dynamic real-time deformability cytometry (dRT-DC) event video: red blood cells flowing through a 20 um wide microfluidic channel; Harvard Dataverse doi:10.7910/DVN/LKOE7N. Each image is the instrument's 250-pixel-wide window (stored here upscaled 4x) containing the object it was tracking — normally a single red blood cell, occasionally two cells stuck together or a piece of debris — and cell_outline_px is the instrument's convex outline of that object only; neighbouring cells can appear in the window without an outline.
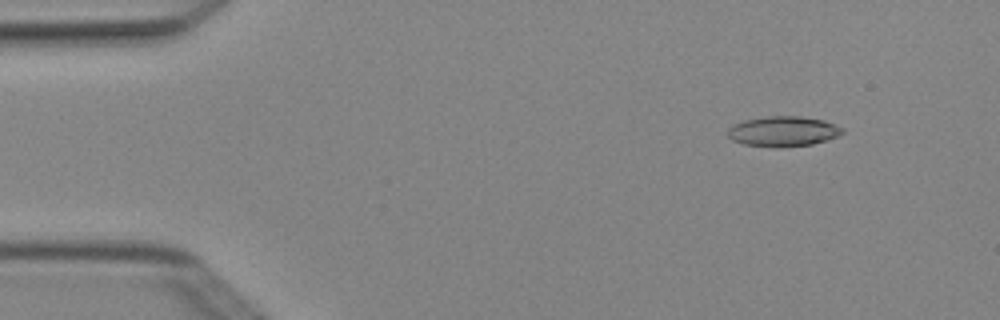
{"species": "Egyptian fruit bat (a non-hibernating species)", "species_latin": "Rousettus aegyptiacus", "temperature_condition": "cold", "stored_images_in_passage": 5, "camera_frame_rate_fps": 3000, "um_per_image_px": 0.085, "animal": {"sex": "female"}, "frame": {"image": 1, "passage_image": 2, "time_ms": 0.333, "image_size_px": [1000, 320], "cell_outline_px": [[844, 132], [828, 140], [812, 144], [776, 148], [744, 144], [732, 140], [728, 136], [728, 128], [732, 124], [744, 120], [764, 116], [800, 116], [824, 120], [844, 128]], "centroid_in_image_um": [66.55, 11.16], "position_along_channel_um": 18.4, "area_um2": 20.35}}
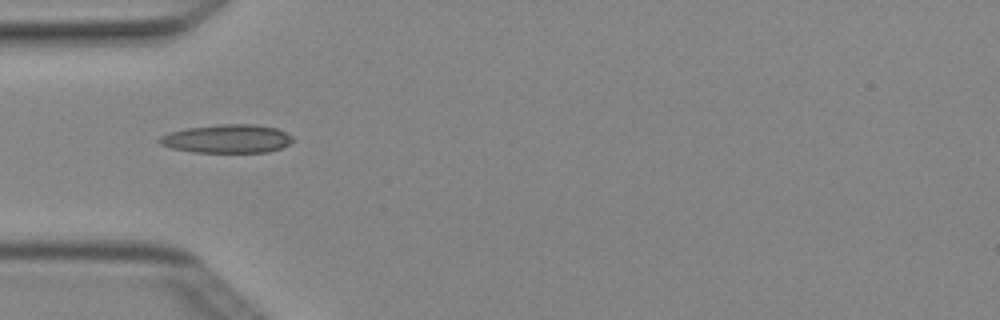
{"frame": {"image": 2, "passage_image": 5, "time_ms": 1.333, "image_size_px": [1000, 320], "cell_outline_px": [[296, 140], [280, 148], [268, 152], [192, 152], [172, 148], [160, 144], [156, 140], [160, 136], [168, 132], [188, 128], [216, 124], [256, 124], [276, 128], [292, 136]], "centroid_in_image_um": [19.29, 11.79], "position_along_channel_um": 65.7, "area_um2": 22.25}}